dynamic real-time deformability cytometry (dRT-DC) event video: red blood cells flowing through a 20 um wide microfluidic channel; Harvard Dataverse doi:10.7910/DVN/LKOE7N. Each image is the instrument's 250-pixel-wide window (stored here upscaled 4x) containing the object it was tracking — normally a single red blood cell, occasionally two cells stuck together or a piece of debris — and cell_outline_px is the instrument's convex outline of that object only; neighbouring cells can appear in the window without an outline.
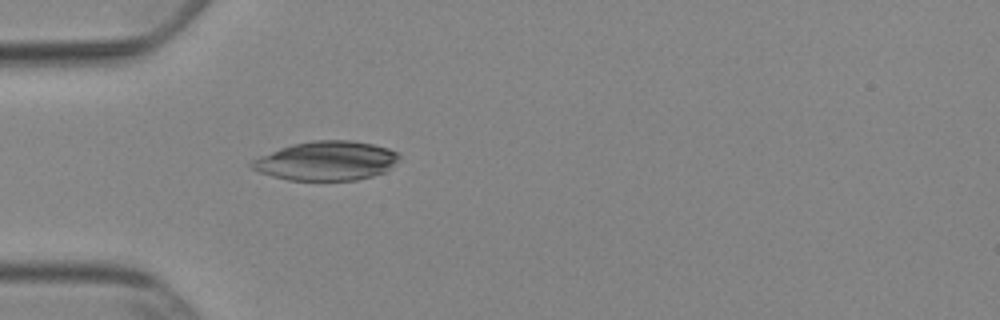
{"species": "Egyptian fruit bat (a non-hibernating species)", "species_latin": "Rousettus aegyptiacus", "temperature_condition": "cold", "stored_images_in_passage": 23, "camera_frame_rate_fps": 3000, "um_per_image_px": 0.085, "animal": {"sex": "female"}, "frame": {"image": 1, "passage_image": 1, "time_ms": 0.0, "image_size_px": [1000, 320], "cell_outline_px": [[400, 160], [384, 172], [372, 176], [356, 180], [288, 180], [272, 176], [260, 172], [252, 168], [248, 164], [252, 160], [260, 156], [280, 148], [292, 144], [312, 140], [352, 140], [372, 144], [388, 148], [396, 152], [400, 156]], "centroid_in_image_um": [27.74, 13.67], "position_along_channel_um": 57.3, "area_um2": 33.64}}
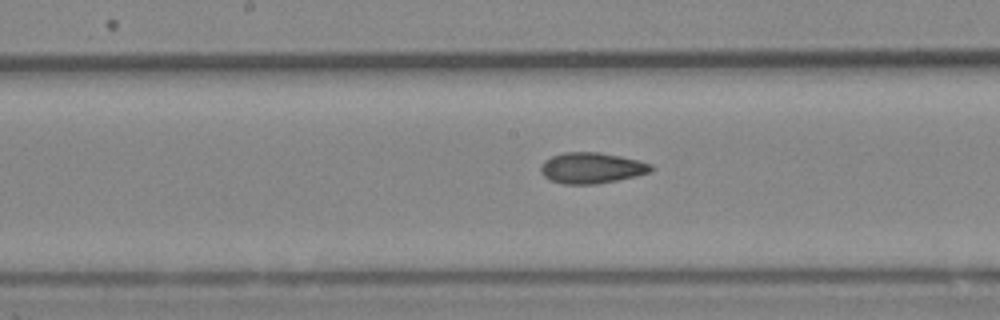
{"frame": {"image": 2, "passage_image": 9, "time_ms": 2.667, "image_size_px": [1000, 320], "cell_outline_px": [[656, 168], [652, 172], [636, 176], [596, 184], [564, 184], [548, 180], [540, 172], [540, 168], [544, 160], [552, 156], [564, 152], [600, 152], [620, 156], [652, 164]], "centroid_in_image_um": [50.29, 14.28], "position_along_channel_um": 197.9, "area_um2": 20.0}}
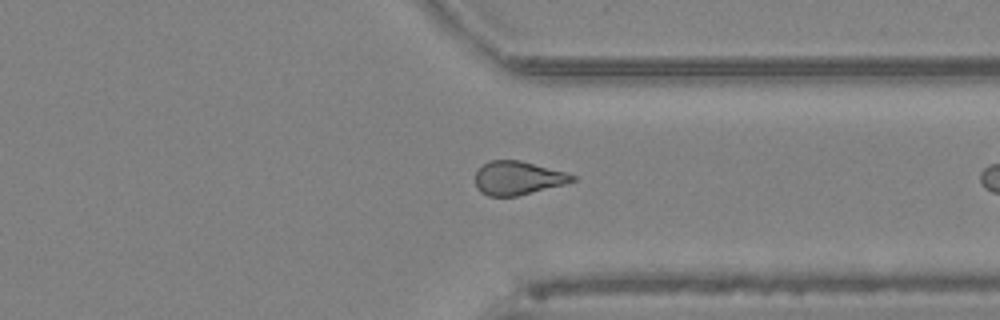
{"frame": {"image": 3, "passage_image": 22, "time_ms": 7.0, "image_size_px": [1000, 320], "cell_outline_px": [[576, 180], [564, 184], [516, 196], [488, 196], [480, 192], [476, 188], [476, 172], [484, 164], [492, 160], [520, 160], [564, 172], [576, 176]], "centroid_in_image_um": [43.99, 15.14], "position_along_channel_um": 367.4, "area_um2": 18.73}}